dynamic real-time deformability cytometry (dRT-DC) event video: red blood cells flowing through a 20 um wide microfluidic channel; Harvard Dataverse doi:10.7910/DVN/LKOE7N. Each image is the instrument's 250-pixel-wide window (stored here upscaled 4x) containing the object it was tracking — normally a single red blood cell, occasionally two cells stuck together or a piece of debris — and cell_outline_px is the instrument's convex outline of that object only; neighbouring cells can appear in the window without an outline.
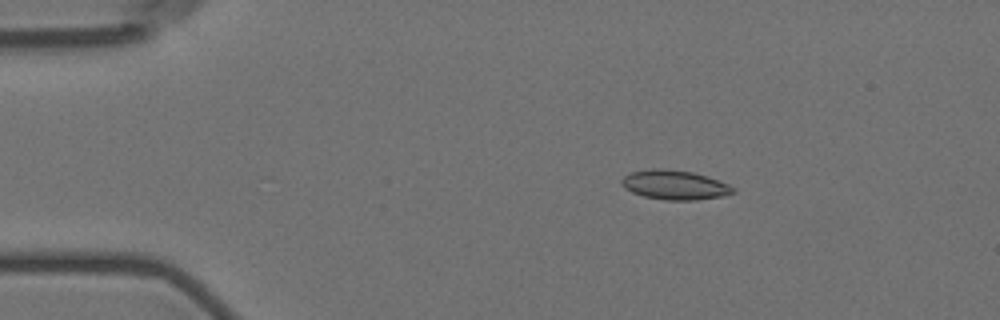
{"species": "Egyptian fruit bat (a non-hibernating species)", "species_latin": "Rousettus aegyptiacus", "temperature_condition": "room temperature", "stored_images_in_passage": 5, "camera_frame_rate_fps": 3000, "um_per_image_px": 0.085, "animal": {"sex": "female"}, "frame": {"image": 1, "passage_image": 2, "time_ms": 1.0, "image_size_px": [1000, 320], "cell_outline_px": [[736, 192], [724, 196], [696, 200], [668, 200], [644, 196], [632, 192], [624, 188], [620, 184], [620, 180], [624, 176], [632, 172], [652, 168], [656, 168], [692, 172], [708, 176], [728, 184], [736, 188]], "centroid_in_image_um": [57.36, 15.72], "position_along_channel_um": 27.6, "area_um2": 19.13}}